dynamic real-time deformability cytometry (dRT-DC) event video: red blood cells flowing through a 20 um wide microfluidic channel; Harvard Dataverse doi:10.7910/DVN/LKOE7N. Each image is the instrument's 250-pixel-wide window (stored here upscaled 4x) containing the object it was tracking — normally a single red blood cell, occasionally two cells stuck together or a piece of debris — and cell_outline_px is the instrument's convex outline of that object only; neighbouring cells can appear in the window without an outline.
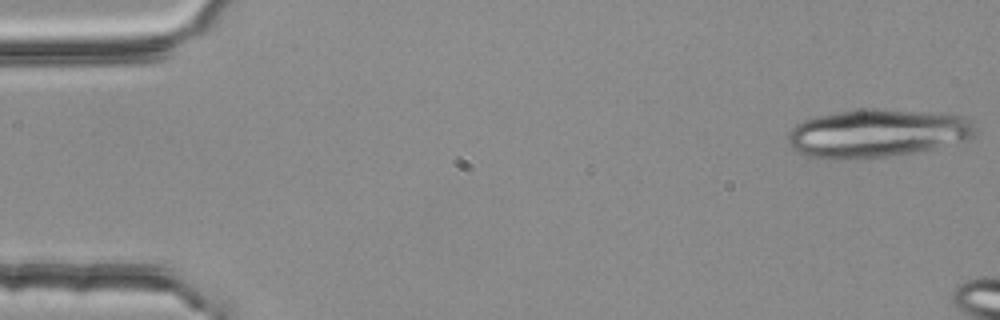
{"species": "common noctule bat (a hibernating species)", "species_latin": "Nyctalus noctula", "temperature_condition": "room temperature", "stored_images_in_passage": 3, "camera_frame_rate_fps": 3000, "um_per_image_px": 0.085, "animal": {"sex": "female", "body_mass_g": 25.1}, "frame": {"image": 1, "passage_image": 1, "time_ms": 0.0, "image_size_px": [1000, 320], "cell_outline_px": [[976, 132], [968, 140], [936, 148], [916, 152], [888, 156], [848, 160], [832, 160], [804, 156], [796, 152], [788, 144], [788, 136], [792, 128], [796, 124], [804, 120], [816, 116], [836, 112], [860, 108], [876, 108], [920, 112], [960, 116], [972, 120], [976, 128]], "centroid_in_image_um": [74.51, 11.35], "position_along_channel_um": 10.5, "area_um2": 53.06}}